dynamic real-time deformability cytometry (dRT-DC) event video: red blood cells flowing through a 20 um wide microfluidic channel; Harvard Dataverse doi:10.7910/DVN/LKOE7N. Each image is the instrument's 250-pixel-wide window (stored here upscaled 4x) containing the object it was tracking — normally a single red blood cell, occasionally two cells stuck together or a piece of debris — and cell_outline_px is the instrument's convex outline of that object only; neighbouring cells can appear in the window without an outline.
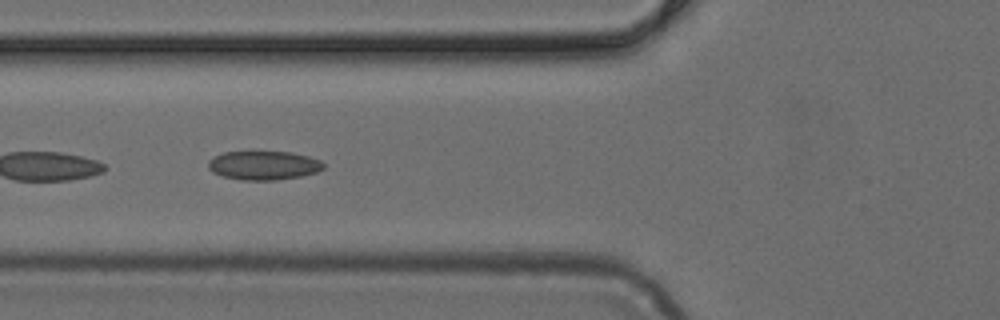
{"species": "common noctule bat (a hibernating species)", "species_latin": "Nyctalus noctula", "temperature_condition": "cold", "stored_images_in_passage": 7, "camera_frame_rate_fps": 3000, "um_per_image_px": 0.085, "animal": {"sex": "female", "body_mass_g": 24.6, "forearm_length_mm": 56.2}, "frame": {"image": 1, "passage_image": 5, "time_ms": 1.333, "image_size_px": [1000, 320], "cell_outline_px": [[324, 168], [316, 172], [300, 176], [276, 180], [240, 180], [224, 176], [212, 172], [208, 168], [208, 160], [224, 152], [252, 148], [292, 152], [308, 156], [320, 160], [324, 164]], "centroid_in_image_um": [22.38, 14.0], "position_along_channel_um": 103.4, "area_um2": 20.29}}
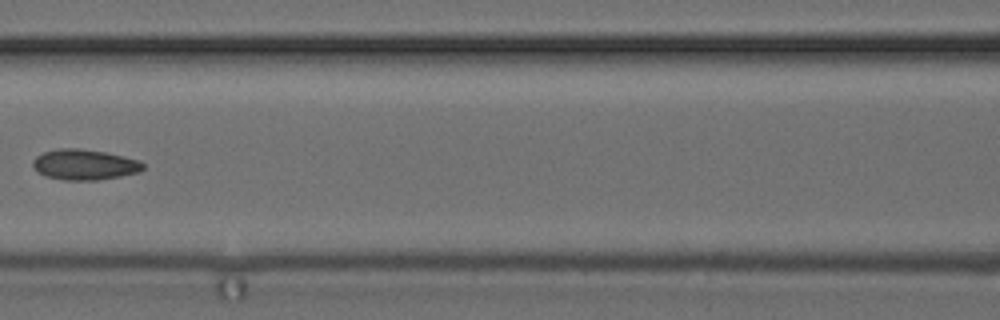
{"frame": {"image": 2, "passage_image": 6, "time_ms": 1.667, "image_size_px": [1000, 320], "cell_outline_px": [[144, 168], [140, 172], [120, 176], [96, 180], [64, 180], [44, 176], [32, 164], [32, 160], [36, 156], [44, 152], [60, 148], [80, 148], [104, 152], [124, 156], [140, 160], [144, 164]], "centroid_in_image_um": [7.2, 13.99], "position_along_channel_um": 159.4, "area_um2": 19.59}}
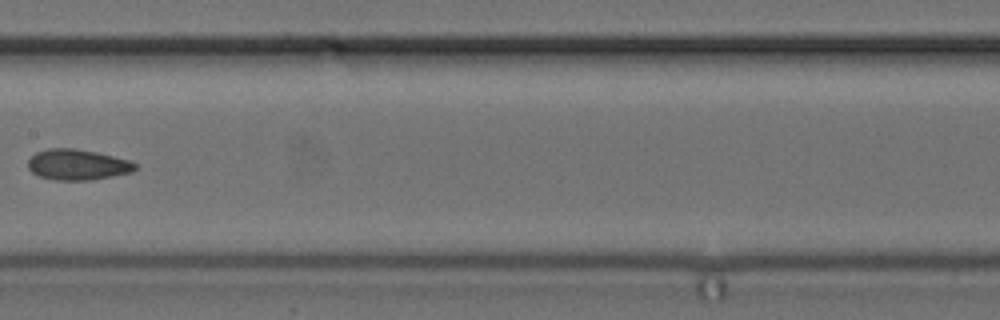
{"frame": {"image": 3, "passage_image": 7, "time_ms": 2.0, "image_size_px": [1000, 320], "cell_outline_px": [[136, 168], [132, 172], [92, 180], [56, 180], [40, 176], [32, 172], [28, 168], [28, 160], [36, 152], [48, 148], [76, 148], [96, 152], [128, 160], [136, 164]], "centroid_in_image_um": [6.57, 13.99], "position_along_channel_um": 200.8, "area_um2": 19.07}}